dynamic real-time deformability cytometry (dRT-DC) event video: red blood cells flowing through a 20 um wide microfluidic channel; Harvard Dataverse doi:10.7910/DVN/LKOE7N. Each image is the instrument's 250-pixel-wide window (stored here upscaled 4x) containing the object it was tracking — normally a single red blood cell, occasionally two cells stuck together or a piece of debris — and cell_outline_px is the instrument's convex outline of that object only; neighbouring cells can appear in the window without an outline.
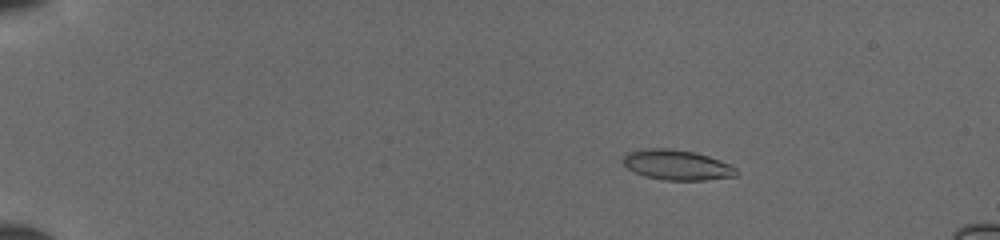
{"species": "common noctule bat (a hibernating species)", "species_latin": "Nyctalus noctula", "temperature_condition": "cold", "stored_images_in_passage": 51, "camera_frame_rate_fps": 3000, "um_per_image_px": 0.085, "animal": {"sex": "female", "body_mass_g": 19.5, "forearm_length_mm": 54.1}, "frame": {"image": 1, "passage_image": 10, "time_ms": 3.0, "image_size_px": [1000, 240], "cell_outline_px": [[740, 172], [736, 176], [704, 180], [664, 180], [644, 176], [628, 168], [624, 164], [624, 156], [628, 152], [648, 148], [672, 148], [696, 152], [720, 160], [736, 168]], "centroid_in_image_um": [57.57, 14.02], "position_along_channel_um": 27.4, "area_um2": 19.88}}
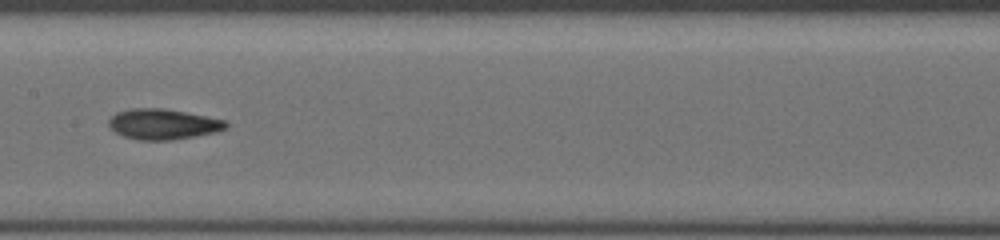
{"frame": {"image": 2, "passage_image": 29, "time_ms": 9.333, "image_size_px": [1000, 240], "cell_outline_px": [[228, 128], [216, 132], [196, 136], [172, 140], [140, 140], [124, 136], [108, 128], [108, 120], [116, 112], [128, 108], [164, 108], [228, 120]], "centroid_in_image_um": [13.87, 10.55], "position_along_channel_um": 193.5, "area_um2": 21.1}}
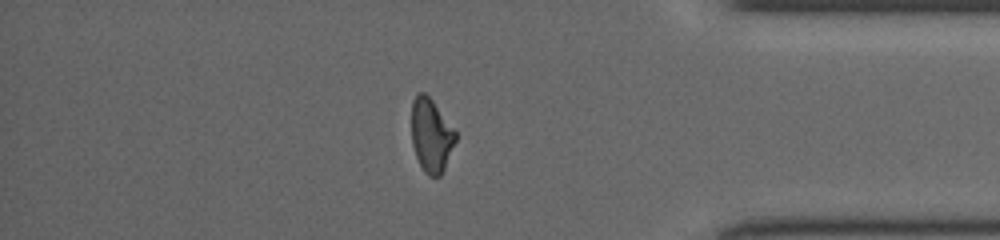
{"frame": {"image": 3, "passage_image": 45, "time_ms": 14.667, "image_size_px": [1000, 240], "cell_outline_px": [[456, 140], [444, 168], [440, 176], [428, 176], [424, 172], [416, 156], [412, 144], [412, 100], [420, 92], [424, 92], [432, 100], [456, 132]], "centroid_in_image_um": [36.64, 11.51], "position_along_channel_um": 398.6, "area_um2": 18.55}}